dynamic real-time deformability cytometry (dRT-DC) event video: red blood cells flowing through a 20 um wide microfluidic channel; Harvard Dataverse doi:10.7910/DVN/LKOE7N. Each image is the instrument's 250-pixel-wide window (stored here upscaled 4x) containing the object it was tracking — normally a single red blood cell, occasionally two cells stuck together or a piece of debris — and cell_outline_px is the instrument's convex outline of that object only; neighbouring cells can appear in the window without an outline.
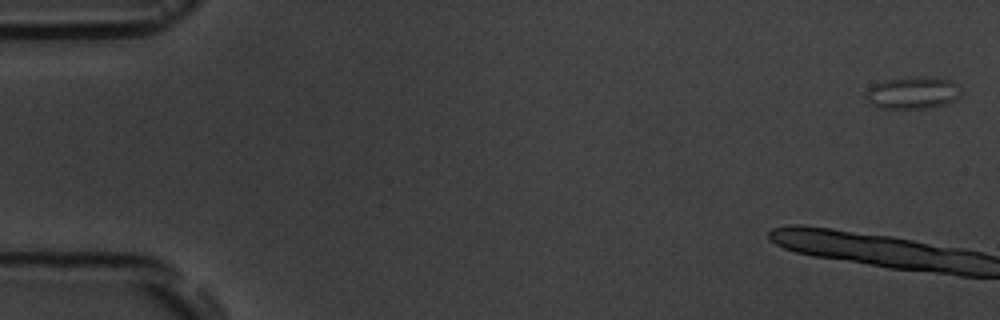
{"species": "common noctule bat (a hibernating species)", "species_latin": "Nyctalus noctula", "temperature_condition": "room temperature", "stored_images_in_passage": 7, "camera_frame_rate_fps": 3000, "um_per_image_px": 0.085, "animal": {"sex": "male", "body_mass_g": 19.5, "forearm_length_mm": 54.6}, "frame": {"image": 1, "passage_image": 1, "time_ms": 0.0, "image_size_px": [1000, 320], "cell_outline_px": [[960, 96], [956, 100], [944, 104], [928, 108], [876, 108], [864, 96], [868, 88], [872, 84], [884, 80], [948, 80], [960, 84]], "centroid_in_image_um": [77.55, 7.95], "position_along_channel_um": 7.5, "area_um2": 16.99}}
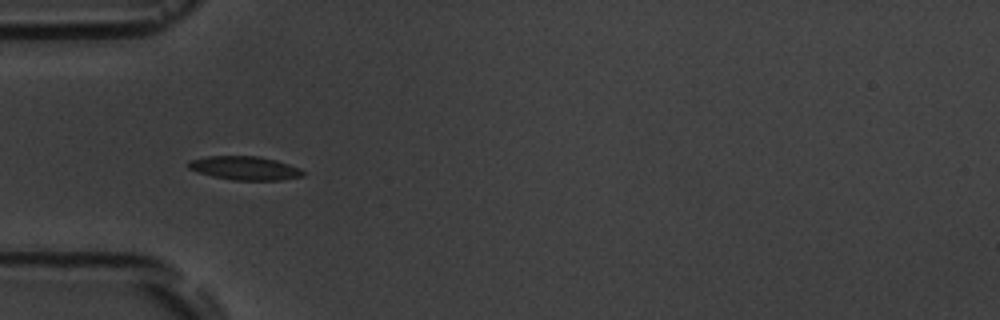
{"frame": {"image": 2, "passage_image": 6, "time_ms": 6.667, "image_size_px": [1000, 320], "cell_outline_px": [[304, 176], [280, 180], [232, 180], [212, 176], [196, 172], [188, 168], [188, 164], [192, 160], [208, 156], [260, 156], [276, 160], [300, 168], [304, 172]], "centroid_in_image_um": [20.82, 14.29], "position_along_channel_um": 64.2, "area_um2": 15.78}}
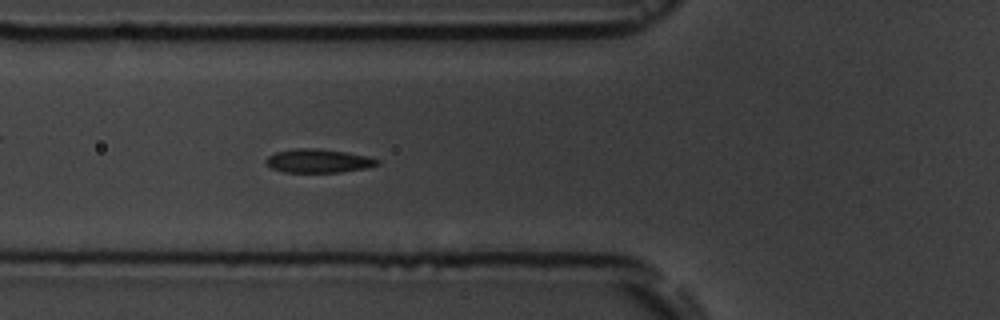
{"frame": {"image": 3, "passage_image": 7, "time_ms": 7.667, "image_size_px": [1000, 320], "cell_outline_px": [[380, 164], [368, 168], [340, 172], [284, 172], [272, 168], [264, 164], [264, 160], [268, 156], [276, 152], [296, 148], [316, 148], [344, 152], [368, 156], [380, 160]], "centroid_in_image_um": [27.05, 13.68], "position_along_channel_um": 98.7, "area_um2": 15.43}}